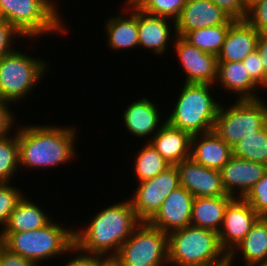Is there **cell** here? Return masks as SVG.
<instances>
[{
  "mask_svg": "<svg viewBox=\"0 0 267 266\" xmlns=\"http://www.w3.org/2000/svg\"><path fill=\"white\" fill-rule=\"evenodd\" d=\"M105 207L96 212L85 227L74 228L75 244L82 251L102 256L116 255L142 222L136 216L130 197Z\"/></svg>",
  "mask_w": 267,
  "mask_h": 266,
  "instance_id": "cell-2",
  "label": "cell"
},
{
  "mask_svg": "<svg viewBox=\"0 0 267 266\" xmlns=\"http://www.w3.org/2000/svg\"><path fill=\"white\" fill-rule=\"evenodd\" d=\"M144 13L166 17L176 21L186 4V0H130Z\"/></svg>",
  "mask_w": 267,
  "mask_h": 266,
  "instance_id": "cell-31",
  "label": "cell"
},
{
  "mask_svg": "<svg viewBox=\"0 0 267 266\" xmlns=\"http://www.w3.org/2000/svg\"><path fill=\"white\" fill-rule=\"evenodd\" d=\"M260 217H267V170L243 197Z\"/></svg>",
  "mask_w": 267,
  "mask_h": 266,
  "instance_id": "cell-33",
  "label": "cell"
},
{
  "mask_svg": "<svg viewBox=\"0 0 267 266\" xmlns=\"http://www.w3.org/2000/svg\"><path fill=\"white\" fill-rule=\"evenodd\" d=\"M63 226L51 220L36 230L0 232V241L9 251L29 259L36 266H41V263L56 259L59 255L66 253L67 256L75 244L74 229Z\"/></svg>",
  "mask_w": 267,
  "mask_h": 266,
  "instance_id": "cell-4",
  "label": "cell"
},
{
  "mask_svg": "<svg viewBox=\"0 0 267 266\" xmlns=\"http://www.w3.org/2000/svg\"><path fill=\"white\" fill-rule=\"evenodd\" d=\"M257 50L265 72V89L267 90V31L259 33Z\"/></svg>",
  "mask_w": 267,
  "mask_h": 266,
  "instance_id": "cell-41",
  "label": "cell"
},
{
  "mask_svg": "<svg viewBox=\"0 0 267 266\" xmlns=\"http://www.w3.org/2000/svg\"><path fill=\"white\" fill-rule=\"evenodd\" d=\"M74 253L75 256H71V260L68 261L64 266H97L98 260L102 256L82 251L78 246H76V244L70 248L69 254L74 255Z\"/></svg>",
  "mask_w": 267,
  "mask_h": 266,
  "instance_id": "cell-38",
  "label": "cell"
},
{
  "mask_svg": "<svg viewBox=\"0 0 267 266\" xmlns=\"http://www.w3.org/2000/svg\"><path fill=\"white\" fill-rule=\"evenodd\" d=\"M134 195L130 196L136 216L141 221H148L160 208L164 200L179 184L176 166H170L154 178L139 182Z\"/></svg>",
  "mask_w": 267,
  "mask_h": 266,
  "instance_id": "cell-10",
  "label": "cell"
},
{
  "mask_svg": "<svg viewBox=\"0 0 267 266\" xmlns=\"http://www.w3.org/2000/svg\"><path fill=\"white\" fill-rule=\"evenodd\" d=\"M241 253V254H240ZM241 255L244 266L267 263V217H259L244 239L228 254L232 265L237 255Z\"/></svg>",
  "mask_w": 267,
  "mask_h": 266,
  "instance_id": "cell-23",
  "label": "cell"
},
{
  "mask_svg": "<svg viewBox=\"0 0 267 266\" xmlns=\"http://www.w3.org/2000/svg\"><path fill=\"white\" fill-rule=\"evenodd\" d=\"M259 32L246 20H235L229 27L217 62H239L257 49Z\"/></svg>",
  "mask_w": 267,
  "mask_h": 266,
  "instance_id": "cell-20",
  "label": "cell"
},
{
  "mask_svg": "<svg viewBox=\"0 0 267 266\" xmlns=\"http://www.w3.org/2000/svg\"><path fill=\"white\" fill-rule=\"evenodd\" d=\"M259 1L260 0H242L247 10L251 8L253 5H255L256 3H258Z\"/></svg>",
  "mask_w": 267,
  "mask_h": 266,
  "instance_id": "cell-44",
  "label": "cell"
},
{
  "mask_svg": "<svg viewBox=\"0 0 267 266\" xmlns=\"http://www.w3.org/2000/svg\"><path fill=\"white\" fill-rule=\"evenodd\" d=\"M0 13L26 40L67 33L63 17L44 0H0Z\"/></svg>",
  "mask_w": 267,
  "mask_h": 266,
  "instance_id": "cell-6",
  "label": "cell"
},
{
  "mask_svg": "<svg viewBox=\"0 0 267 266\" xmlns=\"http://www.w3.org/2000/svg\"><path fill=\"white\" fill-rule=\"evenodd\" d=\"M123 8L117 15L104 21L108 39L106 44L115 52L139 47L138 8L130 0L124 1Z\"/></svg>",
  "mask_w": 267,
  "mask_h": 266,
  "instance_id": "cell-15",
  "label": "cell"
},
{
  "mask_svg": "<svg viewBox=\"0 0 267 266\" xmlns=\"http://www.w3.org/2000/svg\"><path fill=\"white\" fill-rule=\"evenodd\" d=\"M36 204L23 195L0 232H25L47 225L53 218L45 213L44 207Z\"/></svg>",
  "mask_w": 267,
  "mask_h": 266,
  "instance_id": "cell-25",
  "label": "cell"
},
{
  "mask_svg": "<svg viewBox=\"0 0 267 266\" xmlns=\"http://www.w3.org/2000/svg\"><path fill=\"white\" fill-rule=\"evenodd\" d=\"M115 256L121 266H169L168 234L142 221Z\"/></svg>",
  "mask_w": 267,
  "mask_h": 266,
  "instance_id": "cell-9",
  "label": "cell"
},
{
  "mask_svg": "<svg viewBox=\"0 0 267 266\" xmlns=\"http://www.w3.org/2000/svg\"><path fill=\"white\" fill-rule=\"evenodd\" d=\"M60 17L61 16H63V15H61L60 13L61 12H59L58 11V7H57V2L55 1V0H44ZM54 1V2H53Z\"/></svg>",
  "mask_w": 267,
  "mask_h": 266,
  "instance_id": "cell-43",
  "label": "cell"
},
{
  "mask_svg": "<svg viewBox=\"0 0 267 266\" xmlns=\"http://www.w3.org/2000/svg\"><path fill=\"white\" fill-rule=\"evenodd\" d=\"M3 20V18H2V15H1V13H0V22Z\"/></svg>",
  "mask_w": 267,
  "mask_h": 266,
  "instance_id": "cell-48",
  "label": "cell"
},
{
  "mask_svg": "<svg viewBox=\"0 0 267 266\" xmlns=\"http://www.w3.org/2000/svg\"><path fill=\"white\" fill-rule=\"evenodd\" d=\"M266 170V164L232 156L219 171L226 193L233 198H243Z\"/></svg>",
  "mask_w": 267,
  "mask_h": 266,
  "instance_id": "cell-16",
  "label": "cell"
},
{
  "mask_svg": "<svg viewBox=\"0 0 267 266\" xmlns=\"http://www.w3.org/2000/svg\"><path fill=\"white\" fill-rule=\"evenodd\" d=\"M233 20H245L248 10L242 0H211Z\"/></svg>",
  "mask_w": 267,
  "mask_h": 266,
  "instance_id": "cell-37",
  "label": "cell"
},
{
  "mask_svg": "<svg viewBox=\"0 0 267 266\" xmlns=\"http://www.w3.org/2000/svg\"><path fill=\"white\" fill-rule=\"evenodd\" d=\"M194 196L184 187L174 189L147 221L167 234L191 225Z\"/></svg>",
  "mask_w": 267,
  "mask_h": 266,
  "instance_id": "cell-13",
  "label": "cell"
},
{
  "mask_svg": "<svg viewBox=\"0 0 267 266\" xmlns=\"http://www.w3.org/2000/svg\"><path fill=\"white\" fill-rule=\"evenodd\" d=\"M152 99L142 97L133 100L130 105L122 113V119L125 129L133 137L145 138L149 137L145 142H149L155 133L165 124L166 119L161 121L162 112L158 105ZM162 122V123H160Z\"/></svg>",
  "mask_w": 267,
  "mask_h": 266,
  "instance_id": "cell-18",
  "label": "cell"
},
{
  "mask_svg": "<svg viewBox=\"0 0 267 266\" xmlns=\"http://www.w3.org/2000/svg\"><path fill=\"white\" fill-rule=\"evenodd\" d=\"M179 184L194 197H219L228 195L223 187L219 170L204 167L191 158L175 165Z\"/></svg>",
  "mask_w": 267,
  "mask_h": 266,
  "instance_id": "cell-14",
  "label": "cell"
},
{
  "mask_svg": "<svg viewBox=\"0 0 267 266\" xmlns=\"http://www.w3.org/2000/svg\"><path fill=\"white\" fill-rule=\"evenodd\" d=\"M10 107V108H9ZM12 104L0 99V139L11 133L15 129V115L11 108Z\"/></svg>",
  "mask_w": 267,
  "mask_h": 266,
  "instance_id": "cell-39",
  "label": "cell"
},
{
  "mask_svg": "<svg viewBox=\"0 0 267 266\" xmlns=\"http://www.w3.org/2000/svg\"><path fill=\"white\" fill-rule=\"evenodd\" d=\"M185 73V83L215 85L217 79V56L203 52L183 37L177 36L172 46Z\"/></svg>",
  "mask_w": 267,
  "mask_h": 266,
  "instance_id": "cell-11",
  "label": "cell"
},
{
  "mask_svg": "<svg viewBox=\"0 0 267 266\" xmlns=\"http://www.w3.org/2000/svg\"><path fill=\"white\" fill-rule=\"evenodd\" d=\"M77 131L74 126L21 124L18 127L20 168L43 170L71 163L77 152Z\"/></svg>",
  "mask_w": 267,
  "mask_h": 266,
  "instance_id": "cell-1",
  "label": "cell"
},
{
  "mask_svg": "<svg viewBox=\"0 0 267 266\" xmlns=\"http://www.w3.org/2000/svg\"><path fill=\"white\" fill-rule=\"evenodd\" d=\"M262 98L223 103L215 121V133L231 147L267 124V103Z\"/></svg>",
  "mask_w": 267,
  "mask_h": 266,
  "instance_id": "cell-8",
  "label": "cell"
},
{
  "mask_svg": "<svg viewBox=\"0 0 267 266\" xmlns=\"http://www.w3.org/2000/svg\"><path fill=\"white\" fill-rule=\"evenodd\" d=\"M233 156L267 165V124L232 146Z\"/></svg>",
  "mask_w": 267,
  "mask_h": 266,
  "instance_id": "cell-29",
  "label": "cell"
},
{
  "mask_svg": "<svg viewBox=\"0 0 267 266\" xmlns=\"http://www.w3.org/2000/svg\"><path fill=\"white\" fill-rule=\"evenodd\" d=\"M1 251H2V242L0 241V257H1Z\"/></svg>",
  "mask_w": 267,
  "mask_h": 266,
  "instance_id": "cell-46",
  "label": "cell"
},
{
  "mask_svg": "<svg viewBox=\"0 0 267 266\" xmlns=\"http://www.w3.org/2000/svg\"><path fill=\"white\" fill-rule=\"evenodd\" d=\"M183 83L184 86L179 89L180 95L178 94V99L174 101L175 105L165 117L166 122L174 128L188 132L191 136L213 131L221 105L212 95L215 85Z\"/></svg>",
  "mask_w": 267,
  "mask_h": 266,
  "instance_id": "cell-3",
  "label": "cell"
},
{
  "mask_svg": "<svg viewBox=\"0 0 267 266\" xmlns=\"http://www.w3.org/2000/svg\"><path fill=\"white\" fill-rule=\"evenodd\" d=\"M233 199L230 195L219 197H194L192 204L191 225L219 232L224 212Z\"/></svg>",
  "mask_w": 267,
  "mask_h": 266,
  "instance_id": "cell-26",
  "label": "cell"
},
{
  "mask_svg": "<svg viewBox=\"0 0 267 266\" xmlns=\"http://www.w3.org/2000/svg\"><path fill=\"white\" fill-rule=\"evenodd\" d=\"M259 217L243 198H233L226 206L218 232L221 248L229 254L244 239Z\"/></svg>",
  "mask_w": 267,
  "mask_h": 266,
  "instance_id": "cell-12",
  "label": "cell"
},
{
  "mask_svg": "<svg viewBox=\"0 0 267 266\" xmlns=\"http://www.w3.org/2000/svg\"><path fill=\"white\" fill-rule=\"evenodd\" d=\"M242 62L251 79L263 90L265 88V72L258 50L248 54Z\"/></svg>",
  "mask_w": 267,
  "mask_h": 266,
  "instance_id": "cell-34",
  "label": "cell"
},
{
  "mask_svg": "<svg viewBox=\"0 0 267 266\" xmlns=\"http://www.w3.org/2000/svg\"><path fill=\"white\" fill-rule=\"evenodd\" d=\"M227 261L213 230L189 225L168 234L169 266H219Z\"/></svg>",
  "mask_w": 267,
  "mask_h": 266,
  "instance_id": "cell-5",
  "label": "cell"
},
{
  "mask_svg": "<svg viewBox=\"0 0 267 266\" xmlns=\"http://www.w3.org/2000/svg\"><path fill=\"white\" fill-rule=\"evenodd\" d=\"M232 156V147L214 130L191 138L190 158L204 167L220 170Z\"/></svg>",
  "mask_w": 267,
  "mask_h": 266,
  "instance_id": "cell-21",
  "label": "cell"
},
{
  "mask_svg": "<svg viewBox=\"0 0 267 266\" xmlns=\"http://www.w3.org/2000/svg\"><path fill=\"white\" fill-rule=\"evenodd\" d=\"M242 61L218 62L215 86H221L229 94L236 95V100L261 98L260 87L251 79ZM238 96V97H237Z\"/></svg>",
  "mask_w": 267,
  "mask_h": 266,
  "instance_id": "cell-22",
  "label": "cell"
},
{
  "mask_svg": "<svg viewBox=\"0 0 267 266\" xmlns=\"http://www.w3.org/2000/svg\"><path fill=\"white\" fill-rule=\"evenodd\" d=\"M139 153H135L134 176L138 182L154 178L164 172L171 165L160 155L150 142H145Z\"/></svg>",
  "mask_w": 267,
  "mask_h": 266,
  "instance_id": "cell-27",
  "label": "cell"
},
{
  "mask_svg": "<svg viewBox=\"0 0 267 266\" xmlns=\"http://www.w3.org/2000/svg\"><path fill=\"white\" fill-rule=\"evenodd\" d=\"M12 134L0 139V183H10L18 174L19 168V146L18 127Z\"/></svg>",
  "mask_w": 267,
  "mask_h": 266,
  "instance_id": "cell-30",
  "label": "cell"
},
{
  "mask_svg": "<svg viewBox=\"0 0 267 266\" xmlns=\"http://www.w3.org/2000/svg\"><path fill=\"white\" fill-rule=\"evenodd\" d=\"M230 25L231 24H222L195 29L188 31L183 38L203 52L217 56L225 41Z\"/></svg>",
  "mask_w": 267,
  "mask_h": 266,
  "instance_id": "cell-28",
  "label": "cell"
},
{
  "mask_svg": "<svg viewBox=\"0 0 267 266\" xmlns=\"http://www.w3.org/2000/svg\"><path fill=\"white\" fill-rule=\"evenodd\" d=\"M21 188L11 183H0V229L6 224L18 201L23 197Z\"/></svg>",
  "mask_w": 267,
  "mask_h": 266,
  "instance_id": "cell-32",
  "label": "cell"
},
{
  "mask_svg": "<svg viewBox=\"0 0 267 266\" xmlns=\"http://www.w3.org/2000/svg\"><path fill=\"white\" fill-rule=\"evenodd\" d=\"M20 37L24 38L9 22L4 19L0 22V59L16 49L13 45Z\"/></svg>",
  "mask_w": 267,
  "mask_h": 266,
  "instance_id": "cell-35",
  "label": "cell"
},
{
  "mask_svg": "<svg viewBox=\"0 0 267 266\" xmlns=\"http://www.w3.org/2000/svg\"><path fill=\"white\" fill-rule=\"evenodd\" d=\"M97 266H121V264L115 255H107L99 258Z\"/></svg>",
  "mask_w": 267,
  "mask_h": 266,
  "instance_id": "cell-42",
  "label": "cell"
},
{
  "mask_svg": "<svg viewBox=\"0 0 267 266\" xmlns=\"http://www.w3.org/2000/svg\"><path fill=\"white\" fill-rule=\"evenodd\" d=\"M255 266H267V263L266 264L255 265Z\"/></svg>",
  "mask_w": 267,
  "mask_h": 266,
  "instance_id": "cell-47",
  "label": "cell"
},
{
  "mask_svg": "<svg viewBox=\"0 0 267 266\" xmlns=\"http://www.w3.org/2000/svg\"><path fill=\"white\" fill-rule=\"evenodd\" d=\"M219 266H234V265H233V264L231 265V264L227 261V262H225L224 264L219 265Z\"/></svg>",
  "mask_w": 267,
  "mask_h": 266,
  "instance_id": "cell-45",
  "label": "cell"
},
{
  "mask_svg": "<svg viewBox=\"0 0 267 266\" xmlns=\"http://www.w3.org/2000/svg\"><path fill=\"white\" fill-rule=\"evenodd\" d=\"M191 138L188 132L165 122L149 142L171 166H175L190 158Z\"/></svg>",
  "mask_w": 267,
  "mask_h": 266,
  "instance_id": "cell-24",
  "label": "cell"
},
{
  "mask_svg": "<svg viewBox=\"0 0 267 266\" xmlns=\"http://www.w3.org/2000/svg\"><path fill=\"white\" fill-rule=\"evenodd\" d=\"M31 56L15 49L0 59V99L14 106L36 87L49 66L44 58ZM48 70V71H47ZM35 89V90H33Z\"/></svg>",
  "mask_w": 267,
  "mask_h": 266,
  "instance_id": "cell-7",
  "label": "cell"
},
{
  "mask_svg": "<svg viewBox=\"0 0 267 266\" xmlns=\"http://www.w3.org/2000/svg\"><path fill=\"white\" fill-rule=\"evenodd\" d=\"M138 36L139 48H147L153 55L161 56L168 51L167 47L171 46L170 43L173 45L174 38L178 35L174 20L153 16L138 9Z\"/></svg>",
  "mask_w": 267,
  "mask_h": 266,
  "instance_id": "cell-19",
  "label": "cell"
},
{
  "mask_svg": "<svg viewBox=\"0 0 267 266\" xmlns=\"http://www.w3.org/2000/svg\"><path fill=\"white\" fill-rule=\"evenodd\" d=\"M245 20L259 33L267 31V0H260L249 8Z\"/></svg>",
  "mask_w": 267,
  "mask_h": 266,
  "instance_id": "cell-36",
  "label": "cell"
},
{
  "mask_svg": "<svg viewBox=\"0 0 267 266\" xmlns=\"http://www.w3.org/2000/svg\"><path fill=\"white\" fill-rule=\"evenodd\" d=\"M234 21L211 0H186L175 24L177 35L183 37L188 31Z\"/></svg>",
  "mask_w": 267,
  "mask_h": 266,
  "instance_id": "cell-17",
  "label": "cell"
},
{
  "mask_svg": "<svg viewBox=\"0 0 267 266\" xmlns=\"http://www.w3.org/2000/svg\"><path fill=\"white\" fill-rule=\"evenodd\" d=\"M0 266H36L32 261L9 251L2 243Z\"/></svg>",
  "mask_w": 267,
  "mask_h": 266,
  "instance_id": "cell-40",
  "label": "cell"
}]
</instances>
